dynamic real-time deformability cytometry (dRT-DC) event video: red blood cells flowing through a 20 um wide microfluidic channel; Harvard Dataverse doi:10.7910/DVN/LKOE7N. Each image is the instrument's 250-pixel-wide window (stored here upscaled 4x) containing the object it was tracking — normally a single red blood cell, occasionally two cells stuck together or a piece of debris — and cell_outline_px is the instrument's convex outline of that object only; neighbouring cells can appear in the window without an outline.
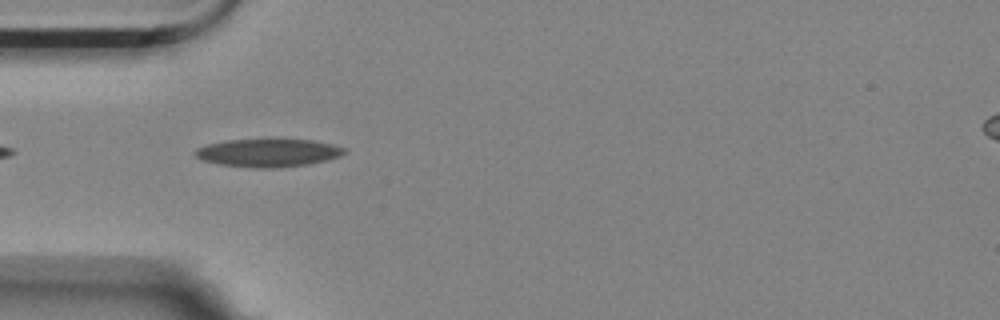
{"species": "Egyptian fruit bat (a non-hibernating species)", "species_latin": "Rousettus aegyptiacus", "temperature_condition": "room temperature", "stored_images_in_passage": 5, "camera_frame_rate_fps": 3000, "um_per_image_px": 0.085, "animal": {"sex": "female"}, "frame": {"image": 1, "passage_image": 4, "time_ms": 1.0, "image_size_px": [1000, 320], "cell_outline_px": [[348, 152], [340, 156], [308, 164], [280, 168], [252, 168], [220, 164], [200, 160], [192, 152], [196, 148], [208, 144], [228, 140], [276, 136], [312, 140], [332, 144], [348, 148]], "centroid_in_image_um": [22.81, 12.94], "position_along_channel_um": 62.2, "area_um2": 25.61}}
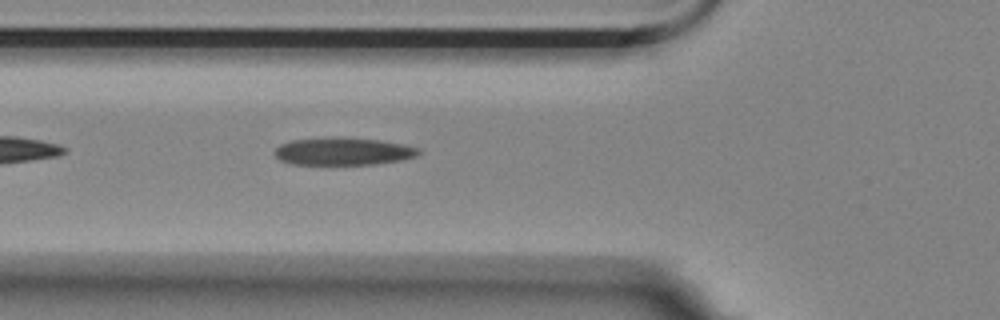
{"frame": {"image": 2, "passage_image": 5, "time_ms": 1.333, "image_size_px": [1000, 320], "cell_outline_px": [[420, 152], [416, 156], [400, 160], [372, 164], [292, 164], [280, 160], [276, 156], [276, 148], [280, 144], [292, 140], [336, 136], [340, 136], [380, 140], [404, 144], [420, 148]], "centroid_in_image_um": [29.18, 12.85], "position_along_channel_um": 96.6, "area_um2": 23.18}}